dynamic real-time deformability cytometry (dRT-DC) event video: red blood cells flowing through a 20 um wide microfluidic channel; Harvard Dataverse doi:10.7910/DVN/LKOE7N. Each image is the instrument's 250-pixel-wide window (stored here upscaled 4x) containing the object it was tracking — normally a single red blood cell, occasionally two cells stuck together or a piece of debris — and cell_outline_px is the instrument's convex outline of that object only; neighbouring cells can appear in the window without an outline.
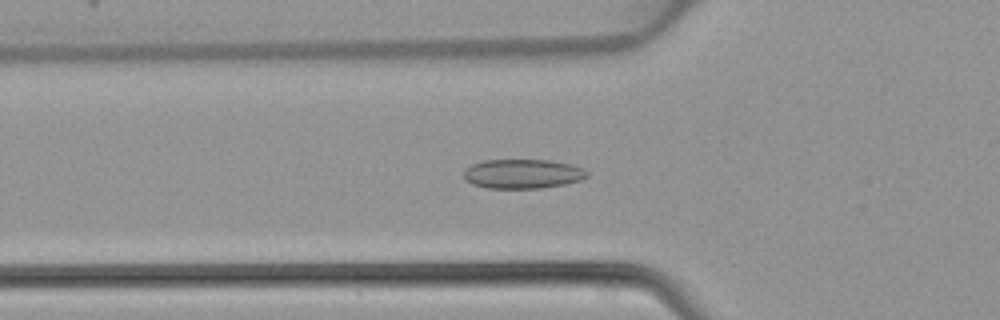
{"species": "common noctule bat (a hibernating species)", "species_latin": "Nyctalus noctula", "temperature_condition": "warm", "stored_images_in_passage": 46, "camera_frame_rate_fps": 3000, "um_per_image_px": 0.085, "animal": {"sex": "female", "body_mass_g": 22.7, "forearm_length_mm": 54.2}, "frame": {"image": 1, "passage_image": 16, "time_ms": 5.0, "image_size_px": [1000, 320], "cell_outline_px": [[588, 176], [580, 180], [564, 184], [540, 188], [488, 188], [472, 184], [464, 180], [464, 168], [472, 164], [484, 160], [548, 160], [572, 164], [584, 168], [588, 172]], "centroid_in_image_um": [44.41, 14.77], "position_along_channel_um": 81.4, "area_um2": 21.21}}
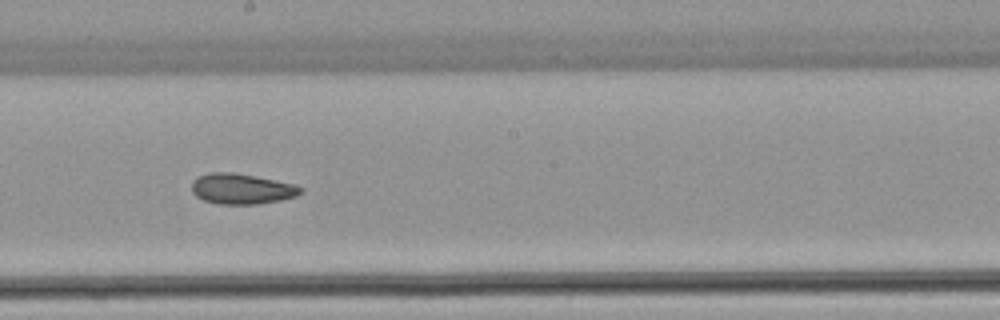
{"frame": {"image": 2, "passage_image": 26, "time_ms": 8.333, "image_size_px": [1000, 320], "cell_outline_px": [[304, 192], [296, 196], [280, 200], [256, 204], [216, 204], [204, 200], [196, 196], [192, 192], [192, 180], [196, 176], [208, 172], [236, 172], [296, 184], [304, 188]], "centroid_in_image_um": [20.54, 16.03], "position_along_channel_um": 227.7, "area_um2": 19.71}}
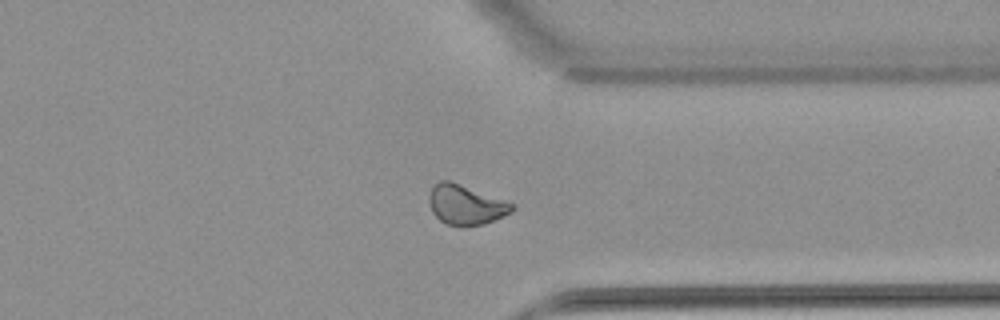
{"frame": {"image": 3, "passage_image": 36, "time_ms": 11.667, "image_size_px": [1000, 320], "cell_outline_px": [[516, 208], [512, 212], [484, 224], [444, 224], [432, 212], [428, 200], [428, 196], [432, 188], [440, 180], [448, 180], [460, 184], [504, 200], [512, 204]], "centroid_in_image_um": [39.57, 17.39], "position_along_channel_um": 371.8, "area_um2": 18.73}}